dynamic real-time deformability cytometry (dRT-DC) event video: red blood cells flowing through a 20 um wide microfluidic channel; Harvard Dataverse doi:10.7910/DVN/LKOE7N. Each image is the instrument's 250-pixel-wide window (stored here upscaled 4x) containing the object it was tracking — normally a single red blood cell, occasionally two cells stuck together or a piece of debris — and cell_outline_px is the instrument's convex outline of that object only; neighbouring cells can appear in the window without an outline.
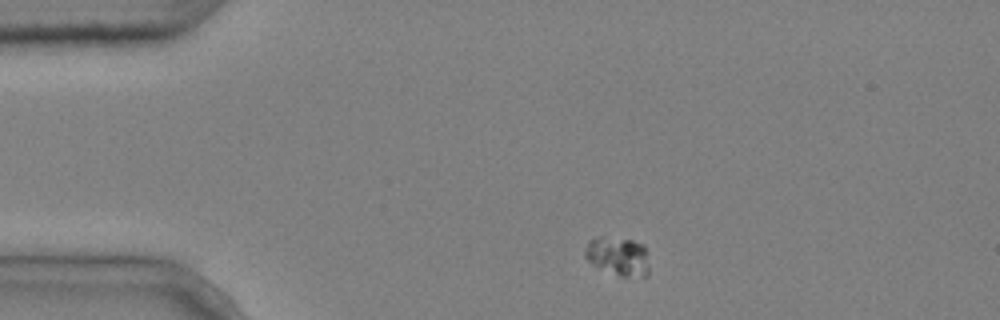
{"species": "common noctule bat (a hibernating species)", "species_latin": "Nyctalus noctula", "temperature_condition": "cold", "stored_images_in_passage": 6, "camera_frame_rate_fps": 3000, "um_per_image_px": 0.085, "animal": {"sex": "male", "body_mass_g": 20.4}, "frame": {"image": 1, "passage_image": 1, "time_ms": 0.0, "image_size_px": [1000, 320], "cell_outline_px": [[648, 276], [620, 276], [592, 264], [584, 256], [584, 252], [588, 240], [600, 236], [632, 240], [644, 244], [648, 268]], "centroid_in_image_um": [52.51, 21.76], "position_along_channel_um": 32.5, "area_um2": 14.33}}
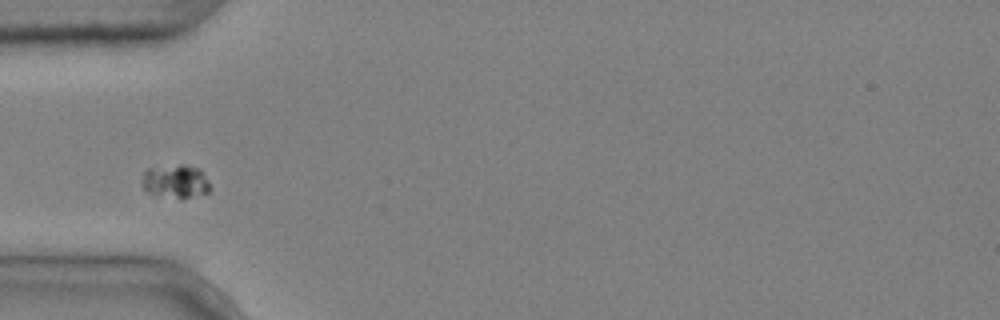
{"frame": {"image": 2, "passage_image": 3, "time_ms": 0.667, "image_size_px": [1000, 320], "cell_outline_px": [[208, 192], [180, 200], [148, 192], [140, 184], [144, 172], [148, 168], [180, 164], [184, 164], [200, 168], [208, 180]], "centroid_in_image_um": [14.9, 15.41], "position_along_channel_um": 70.1, "area_um2": 13.41}}